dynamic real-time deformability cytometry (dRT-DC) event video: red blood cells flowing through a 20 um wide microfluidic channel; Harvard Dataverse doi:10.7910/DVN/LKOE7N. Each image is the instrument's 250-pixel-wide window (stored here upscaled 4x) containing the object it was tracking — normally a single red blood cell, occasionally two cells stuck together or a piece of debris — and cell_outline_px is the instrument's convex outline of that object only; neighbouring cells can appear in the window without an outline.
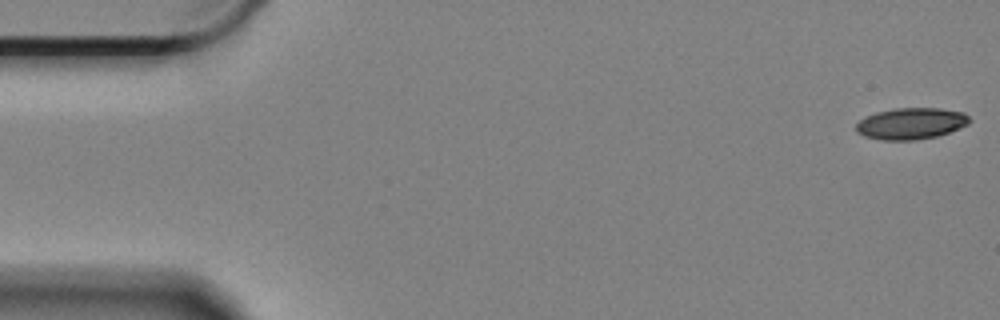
{"species": "Egyptian fruit bat (a non-hibernating species)", "species_latin": "Rousettus aegyptiacus", "temperature_condition": "cold", "stored_images_in_passage": 59, "camera_frame_rate_fps": 3000, "um_per_image_px": 0.085, "animal": {"sex": "female"}, "frame": {"image": 1, "passage_image": 1, "time_ms": 0.0, "image_size_px": [1000, 320], "cell_outline_px": [[972, 120], [968, 124], [948, 132], [936, 136], [916, 140], [880, 140], [864, 136], [856, 132], [856, 124], [864, 116], [876, 112], [892, 108], [940, 108], [964, 112]], "centroid_in_image_um": [77.41, 10.49], "position_along_channel_um": 7.6, "area_um2": 20.92}}
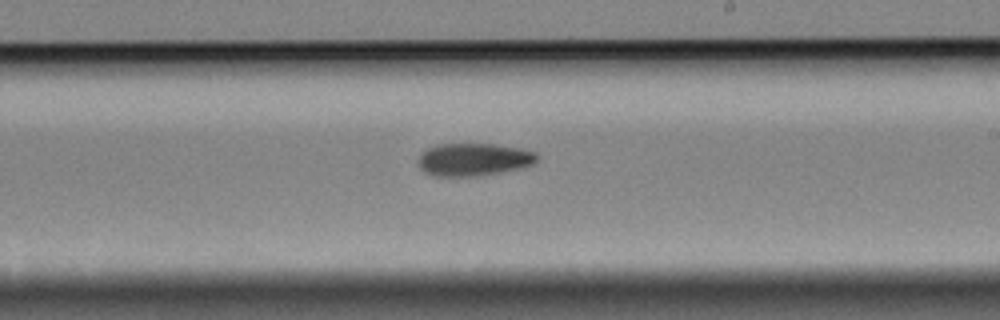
{"frame": {"image": 2, "passage_image": 34, "time_ms": 11.0, "image_size_px": [1000, 320], "cell_outline_px": [[540, 156], [532, 164], [520, 168], [480, 176], [432, 176], [424, 172], [420, 168], [420, 156], [428, 148], [440, 144], [492, 144], [520, 148], [536, 152]], "centroid_in_image_um": [40.29, 13.56], "position_along_channel_um": 248.7, "area_um2": 22.48}}
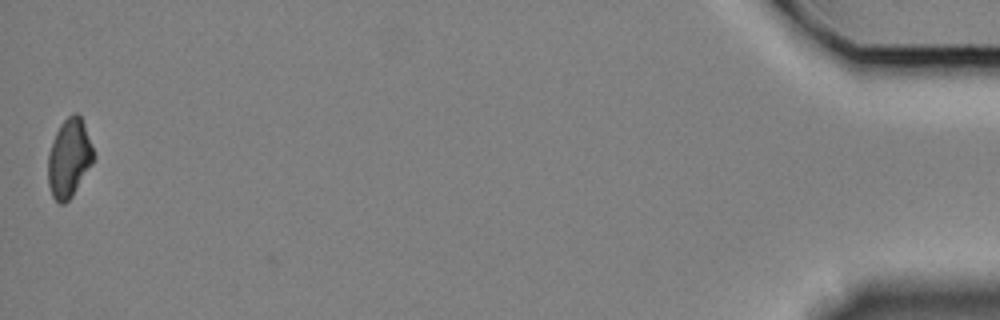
{"frame": {"image": 3, "passage_image": 59, "time_ms": 19.333, "image_size_px": [1000, 320], "cell_outline_px": [[96, 156], [92, 164], [72, 196], [64, 204], [60, 204], [52, 196], [48, 184], [48, 156], [52, 140], [60, 124], [72, 112], [76, 112], [80, 116], [84, 124]], "centroid_in_image_um": [5.88, 13.43], "position_along_channel_um": 429.3, "area_um2": 20.87}, "authors_computed_cell_mechanics": {"area_um2": 22.0218, "velocity_mm_per_s": 3.3157, "shape_relaxation_time_tau1_ms": 7.2987, "shape_relaxation_time_tau2_ms": null, "deformation_change_tau1": 0.1537, "deformation_change_tau2": null}}